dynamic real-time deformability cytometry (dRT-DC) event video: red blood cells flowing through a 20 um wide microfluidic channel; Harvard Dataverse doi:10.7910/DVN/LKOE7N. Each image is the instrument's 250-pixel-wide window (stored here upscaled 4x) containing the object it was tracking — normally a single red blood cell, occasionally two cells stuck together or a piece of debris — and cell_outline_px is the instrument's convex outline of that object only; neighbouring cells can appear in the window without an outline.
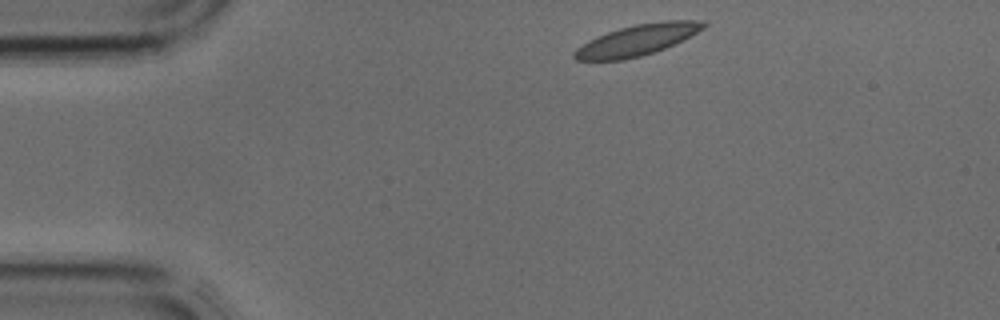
{"species": "common noctule bat (a hibernating species)", "species_latin": "Nyctalus noctula", "temperature_condition": "cold", "stored_images_in_passage": 2, "camera_frame_rate_fps": 3000, "um_per_image_px": 0.085, "animal": {"sex": "male", "body_mass_g": 17.9, "forearm_length_mm": 54.2}, "frame": {"image": 1, "passage_image": 1, "time_ms": 0.0, "image_size_px": [1000, 320], "cell_outline_px": [[708, 24], [704, 28], [664, 48], [640, 56], [624, 60], [576, 60], [572, 56], [572, 52], [576, 48], [588, 40], [596, 36], [620, 28], [636, 24], [664, 20], [704, 20]], "centroid_in_image_um": [54.12, 3.4], "position_along_channel_um": 30.9, "area_um2": 23.06}}